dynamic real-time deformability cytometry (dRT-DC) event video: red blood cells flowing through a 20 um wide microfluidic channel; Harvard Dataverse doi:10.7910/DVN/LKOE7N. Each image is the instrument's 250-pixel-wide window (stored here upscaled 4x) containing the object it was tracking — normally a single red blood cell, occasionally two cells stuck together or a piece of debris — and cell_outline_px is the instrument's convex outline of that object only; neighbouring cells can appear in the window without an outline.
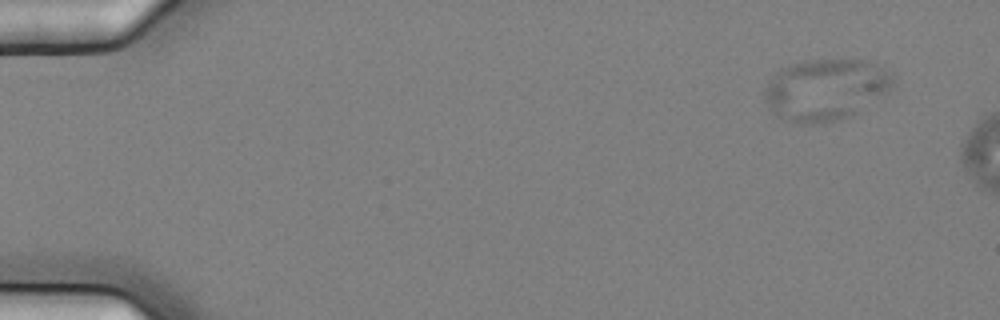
{"species": "common noctule bat (a hibernating species)", "species_latin": "Nyctalus noctula", "temperature_condition": "cold", "stored_images_in_passage": 3, "camera_frame_rate_fps": 3000, "um_per_image_px": 0.085, "animal": {"sex": "female", "body_mass_g": 25.1}, "frame": {"image": 1, "passage_image": 1, "time_ms": 0.0, "image_size_px": [1000, 320], "cell_outline_px": [[896, 76], [892, 88], [888, 92], [856, 112], [848, 116], [836, 120], [812, 124], [804, 124], [788, 120], [776, 116], [768, 108], [764, 100], [764, 88], [776, 72], [780, 68], [804, 60], [864, 60], [880, 64], [892, 72]], "centroid_in_image_um": [70.19, 7.59], "position_along_channel_um": 14.8, "area_um2": 46.24}}